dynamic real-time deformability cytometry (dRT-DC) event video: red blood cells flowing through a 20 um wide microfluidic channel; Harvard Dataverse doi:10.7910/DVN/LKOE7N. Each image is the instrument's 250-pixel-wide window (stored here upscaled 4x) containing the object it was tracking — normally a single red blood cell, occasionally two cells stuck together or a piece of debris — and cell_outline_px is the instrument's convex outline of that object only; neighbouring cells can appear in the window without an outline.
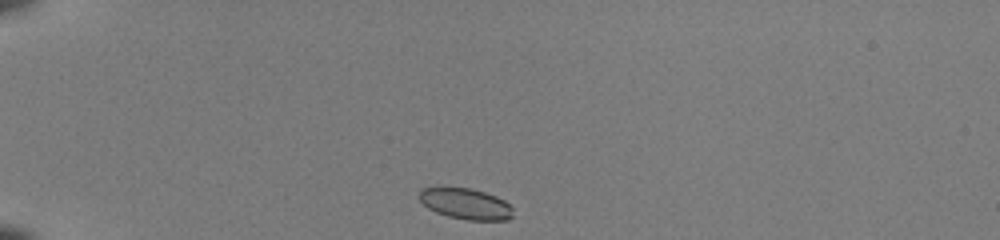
{"species": "common noctule bat (a hibernating species)", "species_latin": "Nyctalus noctula", "temperature_condition": "room temperature", "stored_images_in_passage": 38, "camera_frame_rate_fps": 3000, "um_per_image_px": 0.085, "animal": {"sex": "female", "body_mass_g": 22.0, "forearm_length_mm": 56.7}, "frame": {"image": 1, "passage_image": 1, "time_ms": 0.0, "image_size_px": [1000, 240], "cell_outline_px": [[512, 216], [508, 220], [468, 220], [448, 216], [436, 212], [428, 208], [416, 196], [420, 188], [472, 188], [496, 196], [504, 200], [512, 208]], "centroid_in_image_um": [39.56, 17.32], "position_along_channel_um": 45.4, "area_um2": 16.88}}
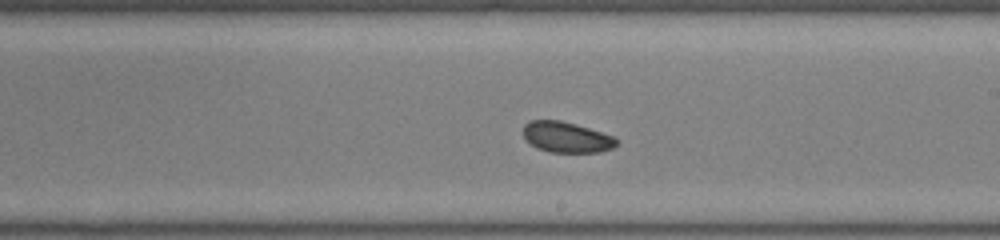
{"frame": {"image": 2, "passage_image": 19, "time_ms": 6.0, "image_size_px": [1000, 240], "cell_outline_px": [[620, 140], [612, 148], [600, 152], [548, 152], [536, 148], [524, 140], [524, 124], [528, 120], [560, 120], [576, 124], [612, 136]], "centroid_in_image_um": [48.11, 11.66], "position_along_channel_um": 240.9, "area_um2": 16.76}}
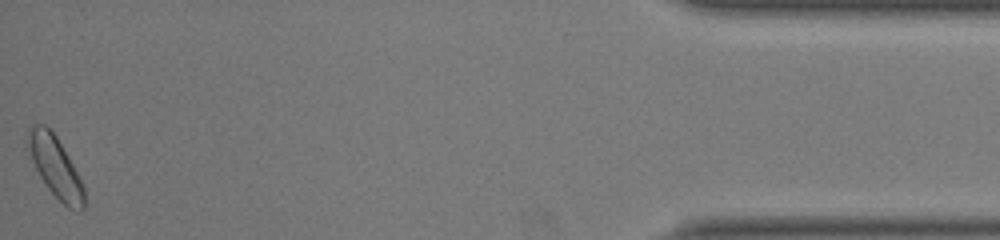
{"frame": {"image": 3, "passage_image": 38, "time_ms": 12.333, "image_size_px": [1000, 240], "cell_outline_px": [[84, 208], [80, 212], [76, 212], [68, 208], [48, 188], [40, 176], [24, 148], [24, 140], [28, 128], [32, 124], [44, 124], [56, 136], [68, 156], [84, 188]], "centroid_in_image_um": [4.63, 14.14], "position_along_channel_um": 430.6, "area_um2": 20.11}, "authors_computed_cell_mechanics": {"area_um2": 17.4556, "velocity_mm_per_s": 4.0642, "shape_relaxation_time_tau1_ms": null, "shape_relaxation_time_tau2_ms": 1.635, "deformation_change_tau1": null, "deformation_change_tau2": 0.0468}}